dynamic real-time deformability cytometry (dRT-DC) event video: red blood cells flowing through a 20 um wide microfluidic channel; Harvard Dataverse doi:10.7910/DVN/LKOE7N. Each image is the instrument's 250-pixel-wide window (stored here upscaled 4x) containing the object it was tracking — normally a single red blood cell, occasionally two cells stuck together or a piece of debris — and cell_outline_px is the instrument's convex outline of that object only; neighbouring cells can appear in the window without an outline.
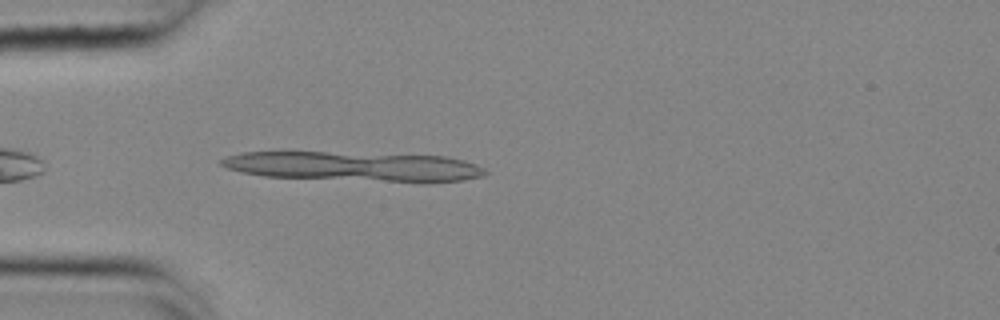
{"species": "common noctule bat (a hibernating species)", "species_latin": "Nyctalus noctula", "temperature_condition": "cold", "stored_images_in_passage": 39, "segment_of_instrument_passage": [1, 2], "camera_frame_rate_fps": 3000, "um_per_image_px": 0.085, "animal": {"sex": "female", "body_mass_g": 25.1}, "frame": {"image": 1, "passage_image": 3, "time_ms": 0.667, "image_size_px": [1000, 320], "cell_outline_px": [[488, 172], [484, 176], [460, 180], [388, 180], [264, 176], [240, 172], [228, 168], [220, 164], [220, 160], [228, 156], [244, 152], [284, 148], [444, 156], [464, 160], [476, 164], [484, 168]], "centroid_in_image_um": [29.87, 14.05], "position_along_channel_um": 55.1, "area_um2": 46.12}}